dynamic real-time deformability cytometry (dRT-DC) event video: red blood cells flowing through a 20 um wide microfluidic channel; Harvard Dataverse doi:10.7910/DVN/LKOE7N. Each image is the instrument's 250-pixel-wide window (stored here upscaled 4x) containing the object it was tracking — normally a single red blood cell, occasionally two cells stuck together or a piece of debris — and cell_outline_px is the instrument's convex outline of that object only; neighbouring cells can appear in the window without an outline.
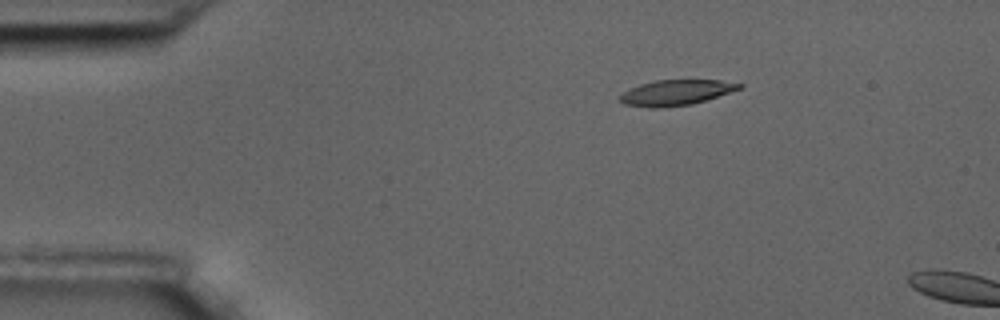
{"species": "common noctule bat (a hibernating species)", "species_latin": "Nyctalus noctula", "temperature_condition": "room temperature", "stored_images_in_passage": 2, "camera_frame_rate_fps": 3000, "um_per_image_px": 0.085, "animal": {"sex": "male", "body_mass_g": 17.5, "forearm_length_mm": 52.3}, "frame": {"image": 1, "passage_image": 1, "time_ms": 0.0, "image_size_px": [1000, 320], "cell_outline_px": [[744, 84], [740, 88], [692, 104], [656, 108], [648, 108], [624, 104], [620, 100], [620, 96], [624, 92], [640, 84], [656, 80], [720, 80]], "centroid_in_image_um": [57.42, 7.87], "position_along_channel_um": 27.6, "area_um2": 17.34}}